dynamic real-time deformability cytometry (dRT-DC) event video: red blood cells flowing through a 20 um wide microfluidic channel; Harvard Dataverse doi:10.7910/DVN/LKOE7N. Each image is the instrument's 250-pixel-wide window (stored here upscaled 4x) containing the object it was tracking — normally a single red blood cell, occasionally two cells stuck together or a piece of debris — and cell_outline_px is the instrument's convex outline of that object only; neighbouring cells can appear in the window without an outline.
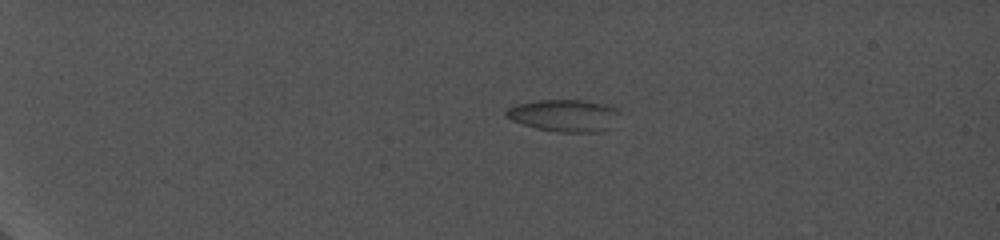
{"species": "common noctule bat (a hibernating species)", "species_latin": "Nyctalus noctula", "temperature_condition": "cold", "stored_images_in_passage": 58, "camera_frame_rate_fps": 5000, "um_per_image_px": 0.085, "animal": {"sex": "female", "body_mass_g": 19.0, "forearm_length_mm": 56.7}, "frame": {"image": 1, "passage_image": 9, "time_ms": 2.8, "image_size_px": [1000, 240], "cell_outline_px": [[620, 112], [604, 128], [596, 132], [560, 132], [536, 128], [512, 120], [504, 116], [504, 112], [508, 108], [516, 104], [536, 100], [584, 100], [616, 108]], "centroid_in_image_um": [47.84, 9.8], "position_along_channel_um": 37.2, "area_um2": 20.63}}
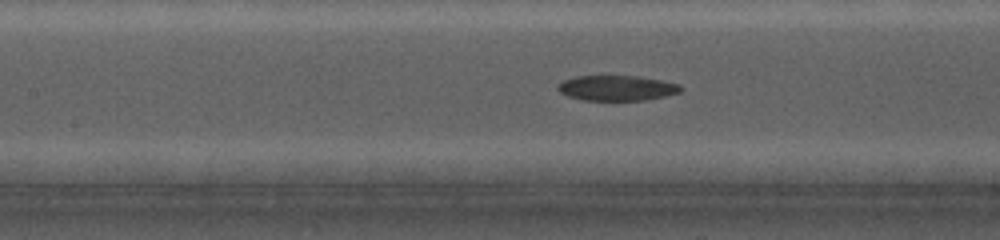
{"frame": {"image": 2, "passage_image": 37, "time_ms": 9.0, "image_size_px": [1000, 240], "cell_outline_px": [[684, 88], [680, 92], [648, 100], [580, 100], [568, 96], [560, 92], [556, 88], [564, 80], [576, 76], [640, 76], [680, 84]], "centroid_in_image_um": [52.45, 7.48], "position_along_channel_um": 154.9, "area_um2": 18.09}}
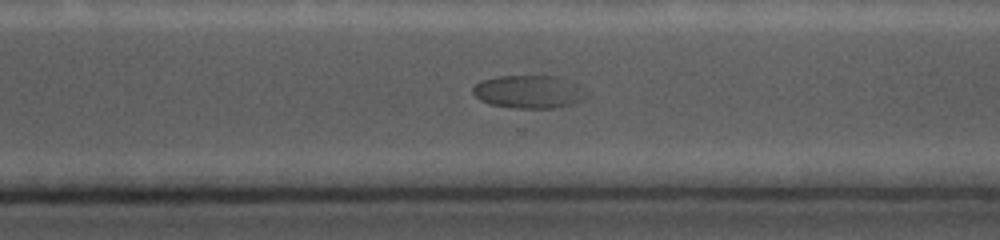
{"frame": {"image": 3, "passage_image": 53, "time_ms": 13.8, "image_size_px": [1000, 240], "cell_outline_px": [[588, 96], [572, 104], [556, 108], [516, 108], [488, 104], [480, 100], [472, 92], [472, 88], [480, 80], [496, 76], [556, 76], [568, 80], [588, 92]], "centroid_in_image_um": [44.93, 7.8], "position_along_channel_um": 325.7, "area_um2": 21.91}}